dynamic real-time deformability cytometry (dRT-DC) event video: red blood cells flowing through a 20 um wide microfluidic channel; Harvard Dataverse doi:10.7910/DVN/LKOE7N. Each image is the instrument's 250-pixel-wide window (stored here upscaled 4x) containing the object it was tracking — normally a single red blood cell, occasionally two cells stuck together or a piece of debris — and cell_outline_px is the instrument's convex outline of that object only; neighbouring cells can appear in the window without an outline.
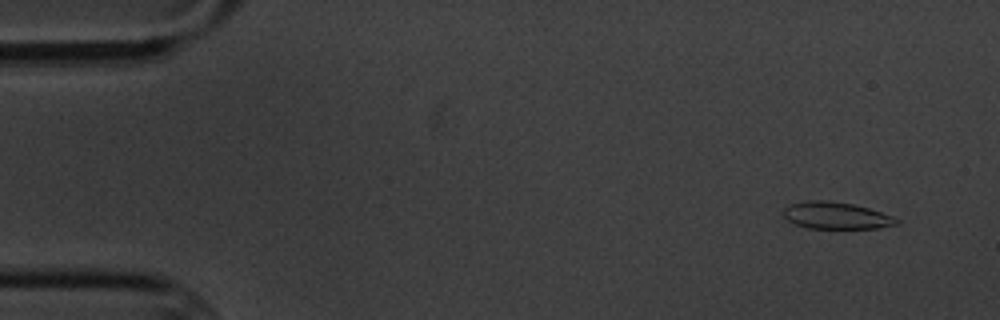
{"species": "common noctule bat (a hibernating species)", "species_latin": "Nyctalus noctula", "temperature_condition": "cold", "stored_images_in_passage": 10, "camera_frame_rate_fps": 3000, "um_per_image_px": 0.085, "animal": {"sex": "male", "body_mass_g": 20.1, "forearm_length_mm": 53.5}, "frame": {"image": 1, "passage_image": 1, "time_ms": 0.0, "image_size_px": [1000, 320], "cell_outline_px": [[900, 224], [880, 228], [808, 228], [796, 224], [788, 220], [784, 216], [784, 208], [788, 204], [808, 200], [828, 200], [852, 204], [868, 208], [892, 216], [900, 220]], "centroid_in_image_um": [71.08, 18.32], "position_along_channel_um": 13.9, "area_um2": 17.74}}
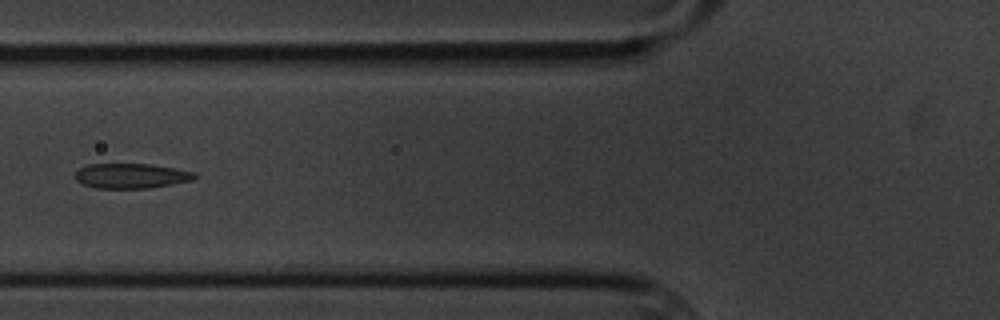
{"frame": {"image": 2, "passage_image": 6, "time_ms": 6.0, "image_size_px": [1000, 320], "cell_outline_px": [[196, 176], [192, 180], [172, 184], [148, 188], [96, 188], [84, 184], [76, 180], [72, 176], [80, 168], [88, 164], [152, 164], [176, 168], [196, 172]], "centroid_in_image_um": [11.14, 14.94], "position_along_channel_um": 114.7, "area_um2": 17.4}}
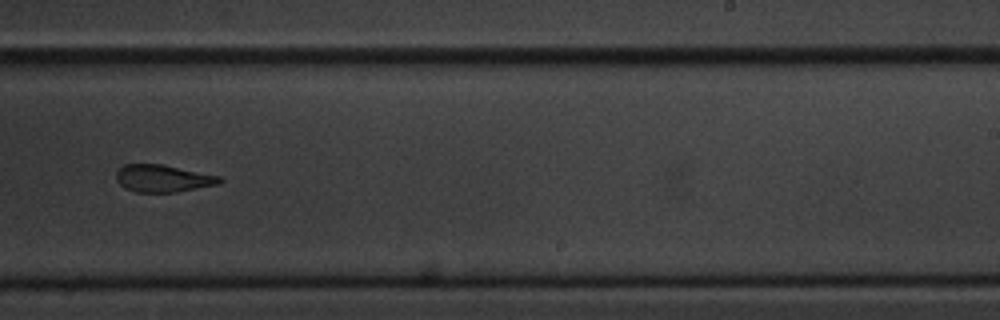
{"frame": {"image": 3, "passage_image": 10, "time_ms": 10.667, "image_size_px": [1000, 320], "cell_outline_px": [[224, 180], [220, 184], [176, 192], [136, 192], [124, 188], [116, 180], [116, 172], [124, 164], [160, 164], [220, 176]], "centroid_in_image_um": [13.85, 15.17], "position_along_channel_um": 275.2, "area_um2": 16.42}}